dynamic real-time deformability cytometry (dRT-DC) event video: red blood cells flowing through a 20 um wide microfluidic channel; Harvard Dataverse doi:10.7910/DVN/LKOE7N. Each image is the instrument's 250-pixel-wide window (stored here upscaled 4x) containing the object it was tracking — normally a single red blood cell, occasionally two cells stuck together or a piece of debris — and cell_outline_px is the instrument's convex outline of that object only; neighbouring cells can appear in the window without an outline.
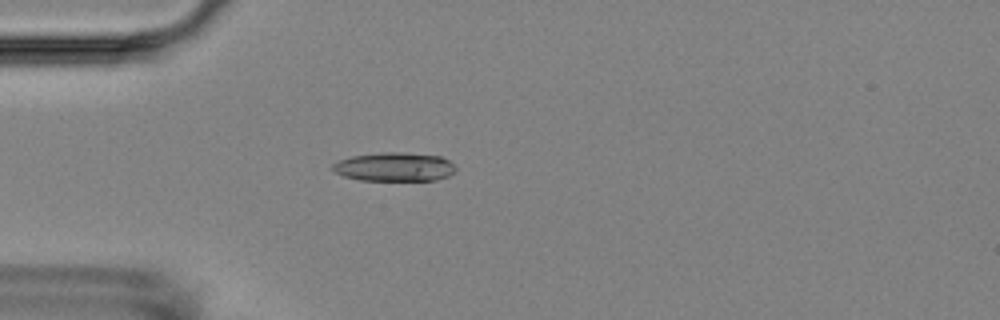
{"species": "Egyptian fruit bat (a non-hibernating species)", "species_latin": "Rousettus aegyptiacus", "temperature_condition": "room temperature", "stored_images_in_passage": 3, "camera_frame_rate_fps": 3000, "um_per_image_px": 0.085, "animal": {"sex": "female"}, "frame": {"image": 1, "passage_image": 3, "time_ms": 2.333, "image_size_px": [1000, 320], "cell_outline_px": [[456, 172], [448, 176], [436, 180], [360, 180], [344, 176], [336, 172], [332, 168], [332, 164], [340, 160], [352, 156], [380, 152], [400, 152], [440, 156], [448, 160], [456, 168]], "centroid_in_image_um": [33.54, 14.18], "position_along_channel_um": 51.5, "area_um2": 20.58}}